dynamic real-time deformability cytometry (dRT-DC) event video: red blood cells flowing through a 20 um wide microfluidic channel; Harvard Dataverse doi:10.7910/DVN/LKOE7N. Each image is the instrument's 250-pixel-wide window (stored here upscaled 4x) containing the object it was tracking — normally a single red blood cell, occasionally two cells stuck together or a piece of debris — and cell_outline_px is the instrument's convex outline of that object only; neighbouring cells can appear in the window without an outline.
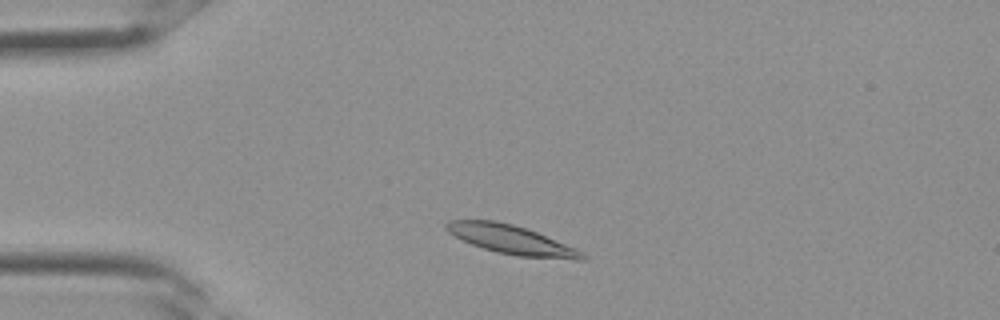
{"species": "Egyptian fruit bat (a non-hibernating species)", "species_latin": "Rousettus aegyptiacus", "temperature_condition": "room temperature", "stored_images_in_passage": 27, "camera_frame_rate_fps": 3000, "um_per_image_px": 0.085, "frame": {"image": 1, "passage_image": 1, "time_ms": 0.0, "image_size_px": [1000, 320], "cell_outline_px": [[588, 260], [576, 260], [516, 256], [496, 252], [472, 244], [448, 232], [444, 228], [444, 224], [448, 220], [496, 220], [512, 224], [536, 232], [576, 248], [584, 252], [588, 256]], "centroid_in_image_um": [43.51, 20.39], "position_along_channel_um": 41.5, "area_um2": 22.95}}
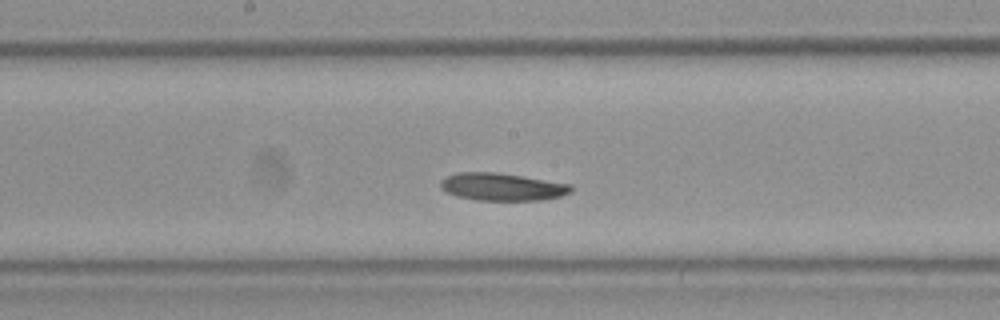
{"frame": {"image": 2, "passage_image": 11, "time_ms": 3.333, "image_size_px": [1000, 320], "cell_outline_px": [[572, 192], [560, 196], [544, 200], [476, 200], [456, 196], [444, 192], [440, 188], [440, 180], [456, 172], [496, 172], [572, 184]], "centroid_in_image_um": [42.65, 15.88], "position_along_channel_um": 205.5, "area_um2": 21.1}}
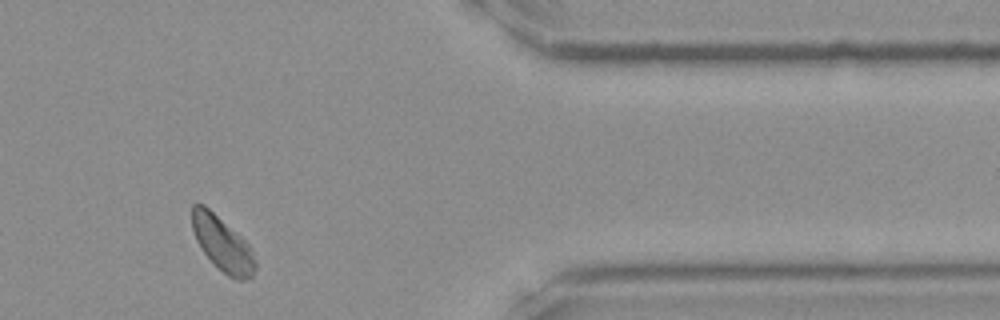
{"frame": {"image": 3, "passage_image": 22, "time_ms": 7.0, "image_size_px": [1000, 320], "cell_outline_px": [[256, 268], [252, 276], [244, 280], [236, 280], [228, 276], [204, 252], [196, 240], [192, 228], [192, 204], [204, 204], [240, 236], [252, 248], [256, 264]], "centroid_in_image_um": [18.92, 20.73], "position_along_channel_um": 392.5, "area_um2": 19.65}}